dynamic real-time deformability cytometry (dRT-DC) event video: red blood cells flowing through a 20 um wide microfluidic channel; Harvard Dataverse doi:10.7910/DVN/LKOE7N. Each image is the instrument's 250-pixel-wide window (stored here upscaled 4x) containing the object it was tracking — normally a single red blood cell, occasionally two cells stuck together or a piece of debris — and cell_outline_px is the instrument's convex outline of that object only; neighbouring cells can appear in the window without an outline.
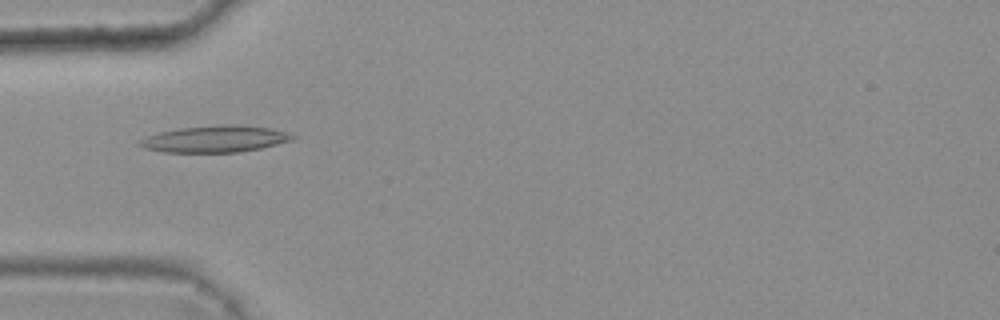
{"species": "common noctule bat (a hibernating species)", "species_latin": "Nyctalus noctula", "temperature_condition": "warm", "stored_images_in_passage": 10, "camera_frame_rate_fps": 3000, "um_per_image_px": 0.085, "animal": {"sex": "female", "body_mass_g": 25.1}, "frame": {"image": 1, "passage_image": 5, "time_ms": 1.333, "image_size_px": [1000, 320], "cell_outline_px": [[296, 136], [292, 140], [260, 148], [236, 152], [164, 152], [144, 148], [136, 144], [140, 140], [148, 136], [160, 132], [180, 128], [228, 124], [232, 124], [272, 128]], "centroid_in_image_um": [18.26, 11.81], "position_along_channel_um": 66.7, "area_um2": 23.41}}
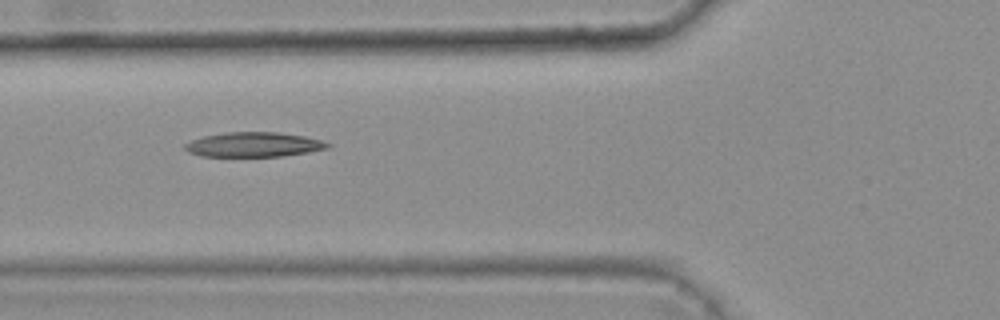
{"frame": {"image": 2, "passage_image": 6, "time_ms": 1.667, "image_size_px": [1000, 320], "cell_outline_px": [[332, 144], [328, 148], [308, 152], [280, 156], [200, 156], [188, 152], [184, 148], [184, 144], [192, 140], [204, 136], [224, 132], [276, 132], [304, 136], [320, 140]], "centroid_in_image_um": [21.54, 12.28], "position_along_channel_um": 104.3, "area_um2": 20.4}}
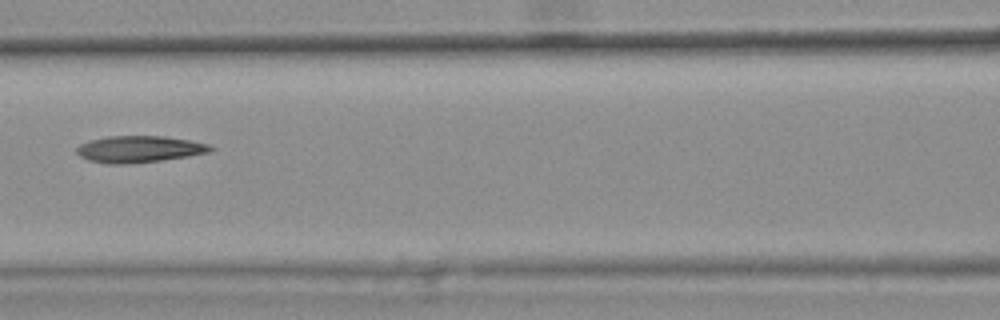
{"frame": {"image": 3, "passage_image": 7, "time_ms": 2.0, "image_size_px": [1000, 320], "cell_outline_px": [[216, 148], [212, 152], [188, 156], [160, 160], [128, 164], [108, 164], [88, 160], [80, 156], [76, 152], [76, 148], [80, 144], [92, 140], [108, 136], [164, 136], [192, 140], [208, 144]], "centroid_in_image_um": [11.87, 12.68], "position_along_channel_um": 154.7, "area_um2": 20.87}}